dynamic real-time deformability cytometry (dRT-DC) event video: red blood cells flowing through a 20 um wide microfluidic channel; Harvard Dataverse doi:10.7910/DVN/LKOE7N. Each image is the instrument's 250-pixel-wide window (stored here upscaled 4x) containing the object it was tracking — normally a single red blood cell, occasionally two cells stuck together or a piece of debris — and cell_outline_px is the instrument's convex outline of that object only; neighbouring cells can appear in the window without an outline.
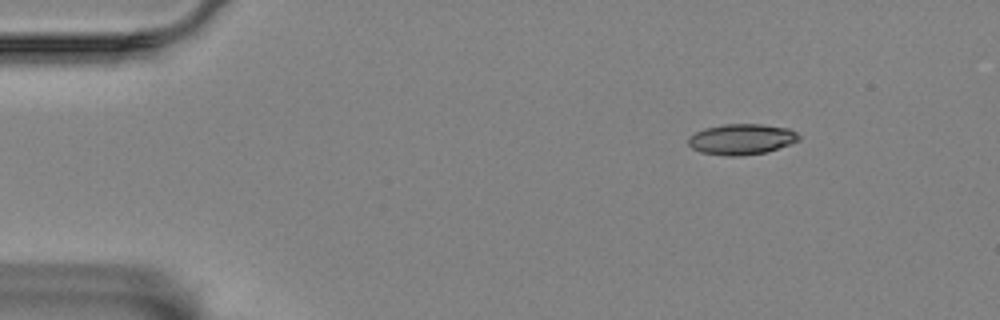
{"species": "Egyptian fruit bat (a non-hibernating species)", "species_latin": "Rousettus aegyptiacus", "temperature_condition": "room temperature", "stored_images_in_passage": 8, "camera_frame_rate_fps": 3000, "um_per_image_px": 0.085, "animal": {"sex": "female"}, "frame": {"image": 1, "passage_image": 1, "time_ms": 0.0, "image_size_px": [1000, 320], "cell_outline_px": [[800, 140], [768, 152], [740, 156], [728, 156], [700, 152], [692, 148], [688, 144], [688, 136], [704, 128], [724, 124], [760, 124], [788, 128], [796, 132], [800, 136]], "centroid_in_image_um": [63.02, 11.84], "position_along_channel_um": 22.0, "area_um2": 19.88}}